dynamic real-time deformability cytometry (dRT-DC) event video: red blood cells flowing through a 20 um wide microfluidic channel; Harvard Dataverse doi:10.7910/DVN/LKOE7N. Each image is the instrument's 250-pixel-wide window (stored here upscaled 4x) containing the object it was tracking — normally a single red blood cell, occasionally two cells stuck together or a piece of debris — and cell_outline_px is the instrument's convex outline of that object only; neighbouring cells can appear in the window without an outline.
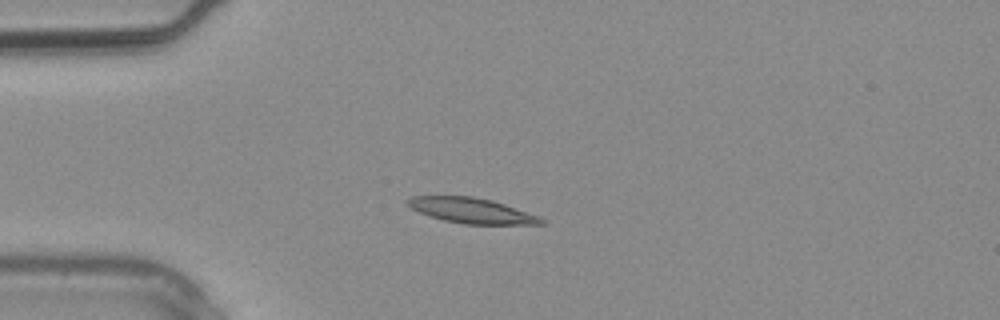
{"species": "common noctule bat (a hibernating species)", "species_latin": "Nyctalus noctula", "temperature_condition": "warm", "stored_images_in_passage": 1, "camera_frame_rate_fps": 3000, "um_per_image_px": 0.085, "animal": {"sex": "male", "body_mass_g": 20.4}, "frame": {"image": 1, "passage_image": 1, "time_ms": 0.0, "image_size_px": [1000, 320], "cell_outline_px": [[544, 224], [464, 224], [444, 220], [420, 212], [412, 208], [404, 200], [412, 196], [472, 196], [492, 200], [540, 216], [544, 220]], "centroid_in_image_um": [40.1, 17.89], "position_along_channel_um": 44.9, "area_um2": 19.48}}